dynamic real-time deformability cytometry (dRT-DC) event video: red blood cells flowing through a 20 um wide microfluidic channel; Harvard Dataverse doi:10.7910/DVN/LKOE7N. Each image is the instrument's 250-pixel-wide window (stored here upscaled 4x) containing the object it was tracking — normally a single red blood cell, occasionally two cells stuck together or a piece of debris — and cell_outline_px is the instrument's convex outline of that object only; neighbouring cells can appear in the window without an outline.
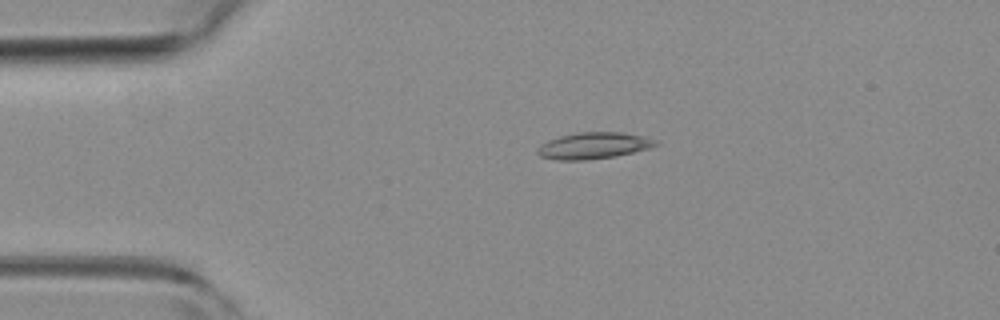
{"species": "common noctule bat (a hibernating species)", "species_latin": "Nyctalus noctula", "temperature_condition": "room temperature", "stored_images_in_passage": 4, "camera_frame_rate_fps": 3000, "um_per_image_px": 0.085, "animal": {"sex": "female", "body_mass_g": 19.3, "forearm_length_mm": 54.1}, "frame": {"image": 1, "passage_image": 3, "time_ms": 0.667, "image_size_px": [1000, 320], "cell_outline_px": [[660, 144], [648, 148], [616, 156], [588, 160], [556, 160], [540, 156], [536, 152], [536, 148], [540, 144], [548, 140], [560, 136], [576, 132], [620, 132], [644, 136], [656, 140]], "centroid_in_image_um": [50.42, 12.38], "position_along_channel_um": 34.6, "area_um2": 18.32}}